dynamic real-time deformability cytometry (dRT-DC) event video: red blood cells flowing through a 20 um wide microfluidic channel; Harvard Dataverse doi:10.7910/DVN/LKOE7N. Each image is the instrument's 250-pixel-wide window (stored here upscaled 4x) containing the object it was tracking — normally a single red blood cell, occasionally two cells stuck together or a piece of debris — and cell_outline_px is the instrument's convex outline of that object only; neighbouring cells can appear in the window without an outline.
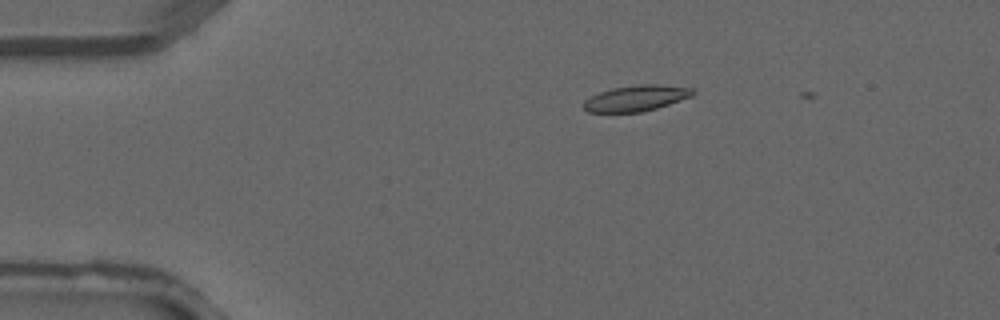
{"species": "common noctule bat (a hibernating species)", "species_latin": "Nyctalus noctula", "temperature_condition": "warm", "stored_images_in_passage": 2, "camera_frame_rate_fps": 3000, "um_per_image_px": 0.085, "animal": {"sex": "male", "forearm_length_mm": 52.5}, "frame": {"image": 1, "passage_image": 1, "time_ms": 0.0, "image_size_px": [1000, 320], "cell_outline_px": [[696, 92], [692, 96], [656, 108], [640, 112], [588, 112], [584, 108], [584, 100], [600, 92], [612, 88], [636, 84], [660, 84], [692, 88]], "centroid_in_image_um": [54.08, 8.33], "position_along_channel_um": 30.9, "area_um2": 16.36}}